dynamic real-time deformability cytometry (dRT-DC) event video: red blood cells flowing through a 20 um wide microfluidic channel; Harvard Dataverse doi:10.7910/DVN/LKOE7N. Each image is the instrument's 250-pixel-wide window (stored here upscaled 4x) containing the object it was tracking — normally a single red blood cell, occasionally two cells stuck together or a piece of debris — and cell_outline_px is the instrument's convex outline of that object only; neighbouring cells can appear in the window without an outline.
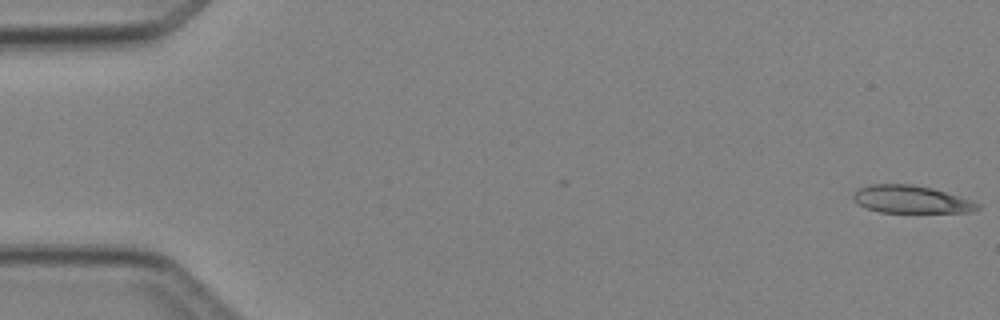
{"species": "Egyptian fruit bat (a non-hibernating species)", "species_latin": "Rousettus aegyptiacus", "temperature_condition": "cold", "stored_images_in_passage": 7, "camera_frame_rate_fps": 3000, "um_per_image_px": 0.085, "animal": {"sex": "female"}, "frame": {"image": 1, "passage_image": 1, "time_ms": 0.0, "image_size_px": [1000, 320], "cell_outline_px": [[980, 208], [972, 212], [880, 212], [856, 204], [852, 200], [852, 196], [860, 188], [872, 184], [908, 184], [932, 188], [980, 204]], "centroid_in_image_um": [77.4, 16.95], "position_along_channel_um": 7.6, "area_um2": 19.65}}
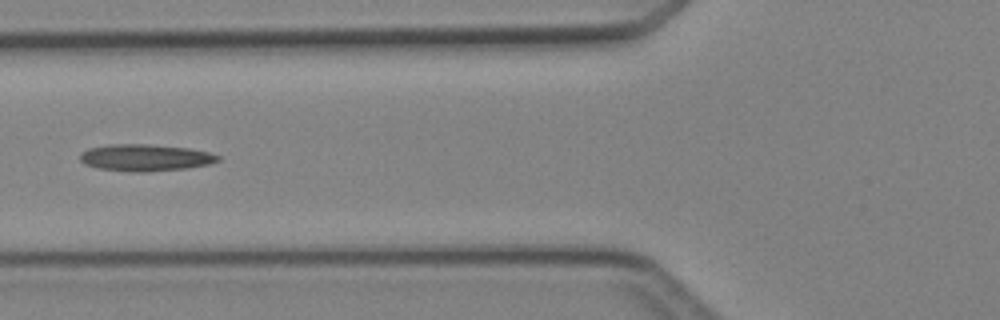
{"frame": {"image": 2, "passage_image": 6, "time_ms": 6.0, "image_size_px": [1000, 320], "cell_outline_px": [[220, 160], [208, 164], [188, 168], [144, 172], [132, 172], [100, 168], [84, 164], [80, 160], [80, 156], [88, 148], [108, 144], [148, 144], [188, 148], [208, 152], [220, 156]], "centroid_in_image_um": [12.35, 13.4], "position_along_channel_um": 113.4, "area_um2": 21.44}}
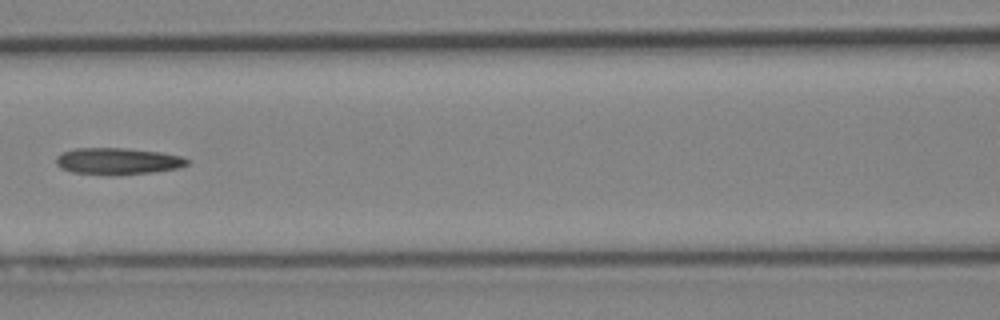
{"frame": {"image": 3, "passage_image": 7, "time_ms": 7.0, "image_size_px": [1000, 320], "cell_outline_px": [[188, 164], [176, 168], [152, 172], [112, 176], [72, 172], [60, 168], [56, 164], [56, 156], [60, 152], [76, 148], [124, 148], [160, 152], [180, 156], [188, 160]], "centroid_in_image_um": [9.93, 13.7], "position_along_channel_um": 156.7, "area_um2": 20.46}}